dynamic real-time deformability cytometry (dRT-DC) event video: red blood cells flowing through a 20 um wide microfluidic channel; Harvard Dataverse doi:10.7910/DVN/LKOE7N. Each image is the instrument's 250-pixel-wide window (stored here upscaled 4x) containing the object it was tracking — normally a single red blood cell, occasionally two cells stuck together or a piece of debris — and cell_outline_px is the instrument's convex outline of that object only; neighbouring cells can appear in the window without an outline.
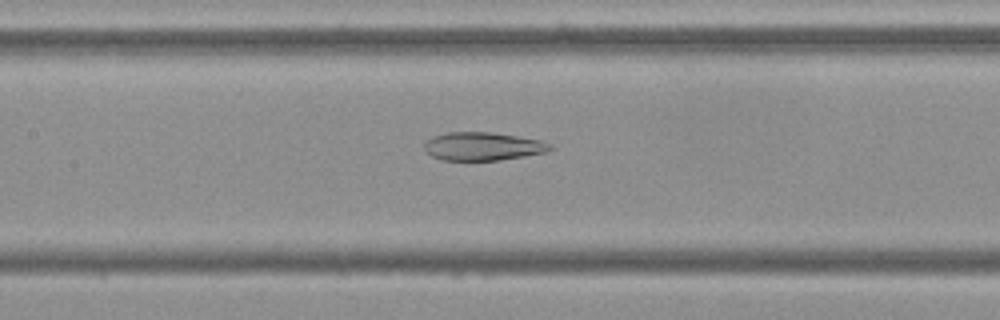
{"species": "Egyptian fruit bat (a non-hibernating species)", "species_latin": "Rousettus aegyptiacus", "temperature_condition": "cold", "stored_images_in_passage": 54, "camera_frame_rate_fps": 3000, "um_per_image_px": 0.085, "frame": {"image": 1, "passage_image": 25, "time_ms": 8.0, "image_size_px": [1000, 320], "cell_outline_px": [[552, 148], [544, 152], [524, 156], [500, 160], [440, 160], [432, 156], [424, 148], [424, 144], [432, 136], [448, 132], [492, 132], [540, 140], [552, 144]], "centroid_in_image_um": [41.02, 12.43], "position_along_channel_um": 166.4, "area_um2": 20.58}}
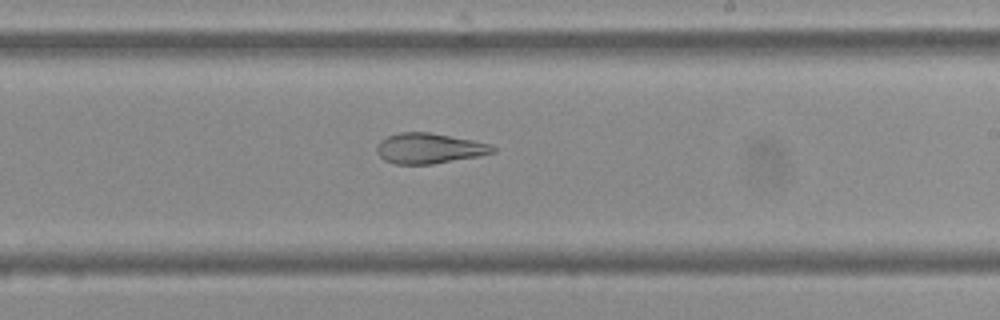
{"frame": {"image": 2, "passage_image": 32, "time_ms": 10.333, "image_size_px": [1000, 320], "cell_outline_px": [[496, 152], [480, 156], [432, 164], [396, 164], [384, 160], [376, 152], [376, 148], [380, 140], [388, 136], [400, 132], [428, 132], [472, 140], [492, 144], [496, 148]], "centroid_in_image_um": [36.49, 12.61], "position_along_channel_um": 252.5, "area_um2": 20.58}}
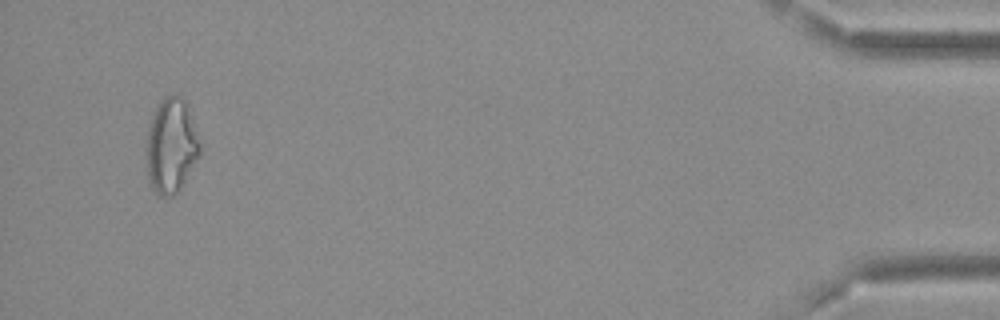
{"frame": {"image": 3, "passage_image": 52, "time_ms": 17.0, "image_size_px": [1000, 320], "cell_outline_px": [[200, 152], [180, 188], [172, 196], [160, 196], [148, 184], [148, 124], [152, 112], [156, 104], [164, 96], [180, 96], [188, 104], [200, 144]], "centroid_in_image_um": [14.54, 12.34], "position_along_channel_um": 420.7, "area_um2": 29.19}, "authors_computed_cell_mechanics": {"area_um2": 26.01, "velocity_mm_per_s": 3.7009, "shape_relaxation_time_tau1_ms": null, "shape_relaxation_time_tau2_ms": 2.273, "deformation_change_tau1": null, "deformation_change_tau2": 0.0858}}